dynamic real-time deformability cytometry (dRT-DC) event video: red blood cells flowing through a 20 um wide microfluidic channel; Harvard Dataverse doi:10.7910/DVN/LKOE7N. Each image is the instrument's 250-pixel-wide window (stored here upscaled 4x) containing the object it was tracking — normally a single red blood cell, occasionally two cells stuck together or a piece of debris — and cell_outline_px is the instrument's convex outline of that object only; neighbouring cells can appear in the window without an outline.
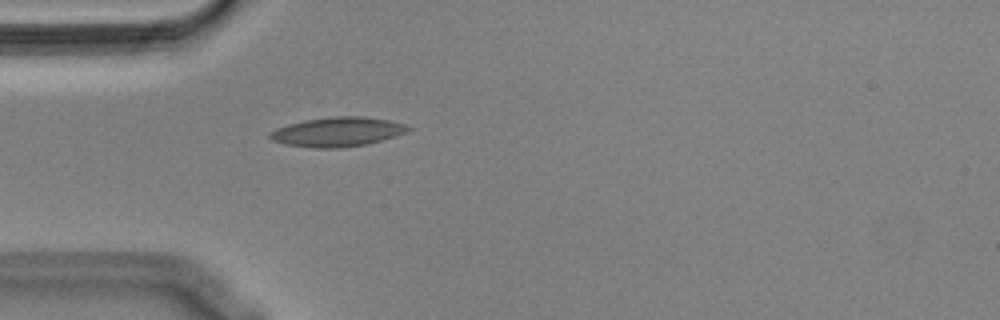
{"species": "Egyptian fruit bat (a non-hibernating species)", "species_latin": "Rousettus aegyptiacus", "temperature_condition": "cold", "stored_images_in_passage": 41, "camera_frame_rate_fps": 3000, "um_per_image_px": 0.085, "animal": {"sex": "male"}, "frame": {"image": 1, "passage_image": 1, "time_ms": 0.0, "image_size_px": [1000, 320], "cell_outline_px": [[412, 128], [396, 136], [368, 144], [340, 148], [316, 148], [284, 144], [272, 140], [268, 136], [268, 132], [276, 128], [288, 124], [304, 120], [332, 116], [364, 116], [388, 120], [404, 124]], "centroid_in_image_um": [28.65, 11.21], "position_along_channel_um": 56.4, "area_um2": 23.76}}
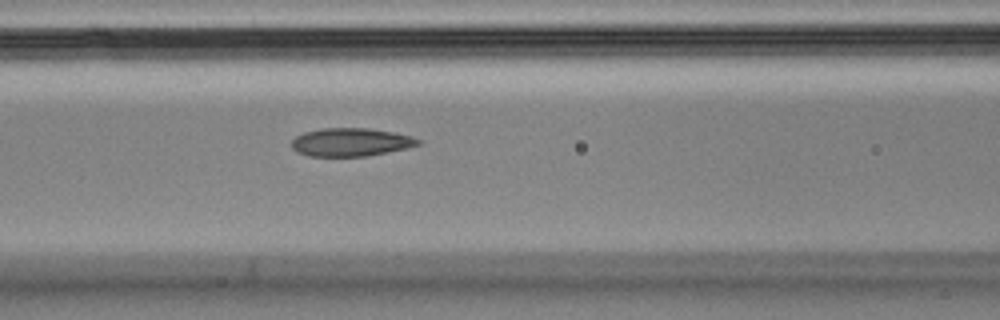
{"frame": {"image": 2, "passage_image": 8, "time_ms": 2.333, "image_size_px": [1000, 320], "cell_outline_px": [[420, 144], [408, 148], [368, 156], [308, 156], [296, 152], [292, 148], [292, 140], [296, 136], [304, 132], [324, 128], [368, 128], [392, 132], [412, 136], [420, 140]], "centroid_in_image_um": [29.81, 12.09], "position_along_channel_um": 136.8, "area_um2": 20.81}}
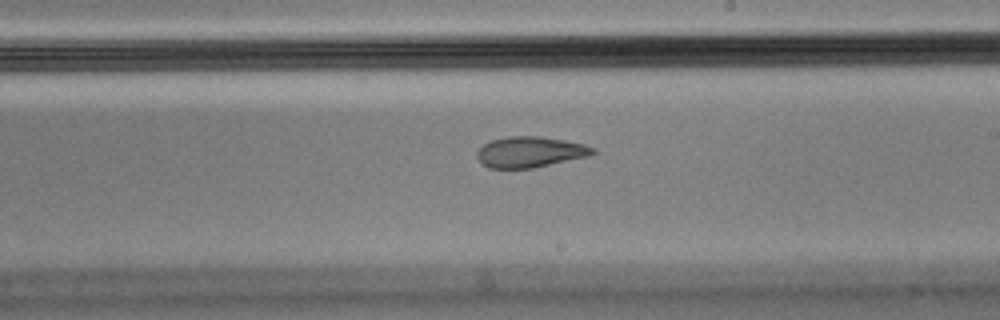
{"frame": {"image": 3, "passage_image": 17, "time_ms": 5.333, "image_size_px": [1000, 320], "cell_outline_px": [[596, 152], [588, 156], [532, 168], [488, 168], [476, 156], [476, 152], [484, 144], [492, 140], [508, 136], [540, 136], [564, 140], [584, 144], [596, 148]], "centroid_in_image_um": [45.06, 12.91], "position_along_channel_um": 243.9, "area_um2": 20.63}, "authors_computed_cell_mechanics": {"area_um2": 22.0796, "velocity_mm_per_s": 3.5791, "shape_relaxation_time_tau1_ms": null, "shape_relaxation_time_tau2_ms": 3.5036, "deformation_change_tau1": null, "deformation_change_tau2": 0.0875}}